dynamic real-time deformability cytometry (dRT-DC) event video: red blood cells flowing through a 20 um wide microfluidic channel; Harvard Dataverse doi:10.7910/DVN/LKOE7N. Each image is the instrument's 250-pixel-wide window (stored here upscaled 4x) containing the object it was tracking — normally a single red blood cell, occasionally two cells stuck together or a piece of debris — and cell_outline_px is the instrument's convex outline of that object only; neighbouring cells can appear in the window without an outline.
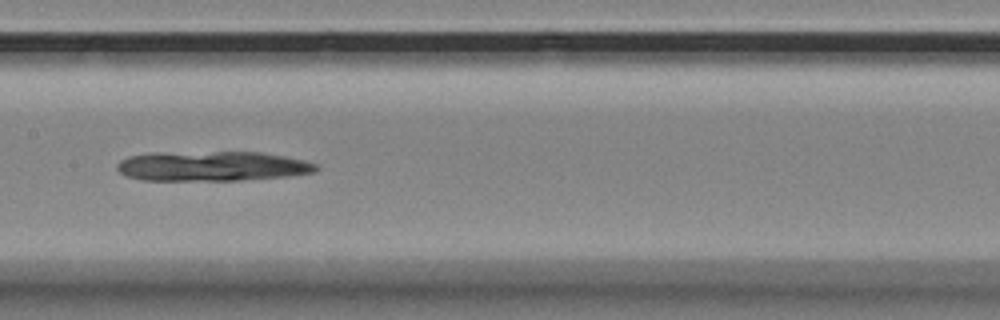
{"species": "Egyptian fruit bat (a non-hibernating species)", "species_latin": "Rousettus aegyptiacus", "temperature_condition": "room temperature", "stored_images_in_passage": 11, "camera_frame_rate_fps": 3000, "um_per_image_px": 0.085, "animal": {"sex": "female"}, "frame": {"image": 1, "passage_image": 7, "time_ms": 2.0, "image_size_px": [1000, 320], "cell_outline_px": [[320, 168], [316, 172], [288, 176], [240, 180], [140, 180], [128, 176], [120, 172], [116, 168], [116, 164], [120, 160], [128, 156], [152, 152], [260, 152], [284, 156], [304, 160], [316, 164]], "centroid_in_image_um": [18.01, 14.11], "position_along_channel_um": 189.4, "area_um2": 34.8}}
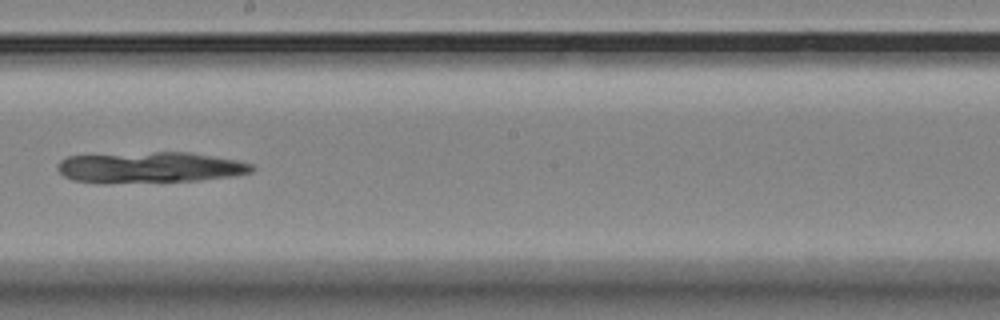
{"frame": {"image": 2, "passage_image": 8, "time_ms": 2.333, "image_size_px": [1000, 320], "cell_outline_px": [[256, 168], [252, 172], [236, 176], [200, 180], [108, 184], [100, 184], [72, 180], [64, 176], [56, 168], [56, 164], [60, 160], [68, 156], [156, 152], [188, 152], [236, 160], [252, 164]], "centroid_in_image_um": [12.71, 14.25], "position_along_channel_um": 235.5, "area_um2": 35.49}}
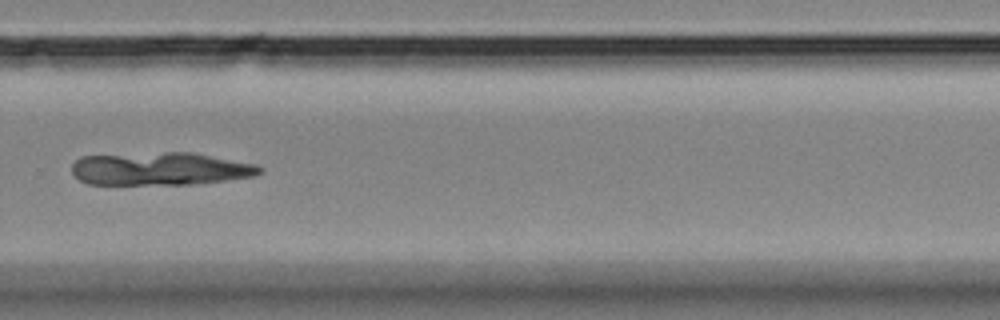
{"frame": {"image": 3, "passage_image": 10, "time_ms": 3.0, "image_size_px": [1000, 320], "cell_outline_px": [[264, 168], [256, 176], [192, 184], [88, 184], [80, 180], [72, 172], [72, 164], [80, 156], [164, 152], [192, 152], [256, 164]], "centroid_in_image_um": [13.62, 14.34], "position_along_channel_um": 316.2, "area_um2": 36.01}}